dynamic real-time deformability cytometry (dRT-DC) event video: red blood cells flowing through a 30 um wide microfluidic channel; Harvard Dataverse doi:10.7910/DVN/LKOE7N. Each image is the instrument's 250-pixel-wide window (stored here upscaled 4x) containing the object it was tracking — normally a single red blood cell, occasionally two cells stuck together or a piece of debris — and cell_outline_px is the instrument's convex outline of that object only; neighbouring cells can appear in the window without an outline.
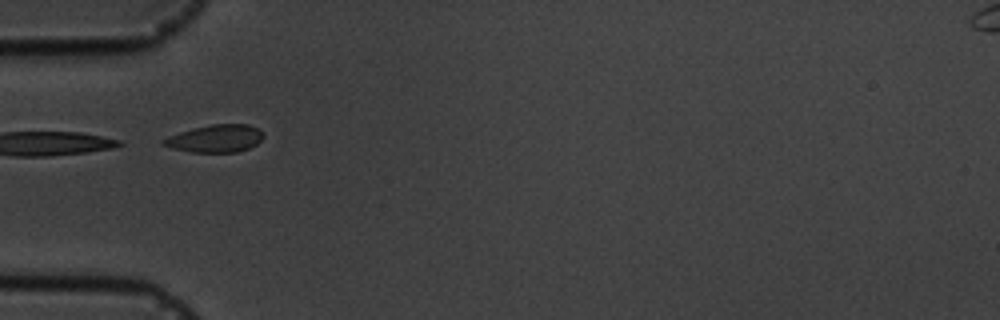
{"species": "common noctule bat (a hibernating species)", "species_latin": "Nyctalus noctula", "temperature_condition": "cold", "stored_images_in_passage": 15, "camera_frame_rate_fps": 3000, "um_per_image_px": 0.085, "animal": {"sex": "male", "body_mass_g": 19.5, "forearm_length_mm": 54.6}, "frame": {"image": 1, "passage_image": 5, "time_ms": 5.333, "image_size_px": [1000, 320], "cell_outline_px": [[264, 136], [256, 144], [248, 148], [236, 152], [192, 152], [172, 148], [160, 144], [160, 140], [168, 136], [180, 132], [212, 124], [248, 124], [256, 128]], "centroid_in_image_um": [18.26, 11.78], "position_along_channel_um": 66.7, "area_um2": 15.84}}
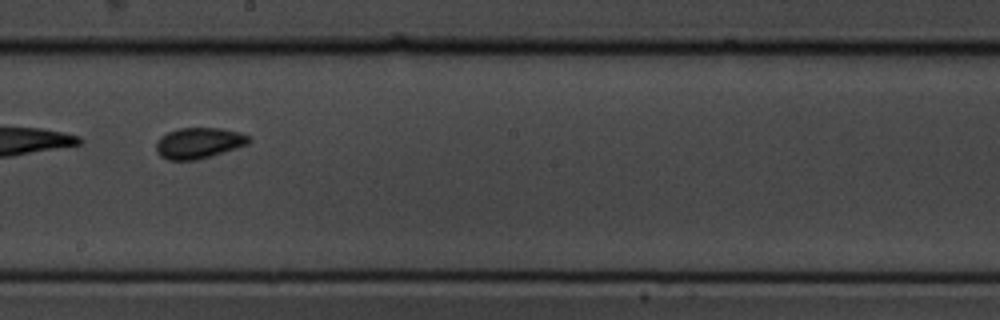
{"frame": {"image": 2, "passage_image": 9, "time_ms": 10.0, "image_size_px": [1000, 320], "cell_outline_px": [[252, 140], [248, 144], [212, 156], [196, 160], [168, 160], [160, 156], [156, 148], [156, 140], [160, 136], [168, 132], [180, 128], [220, 128], [240, 132], [248, 136]], "centroid_in_image_um": [16.89, 12.16], "position_along_channel_um": 231.3, "area_um2": 16.76}}
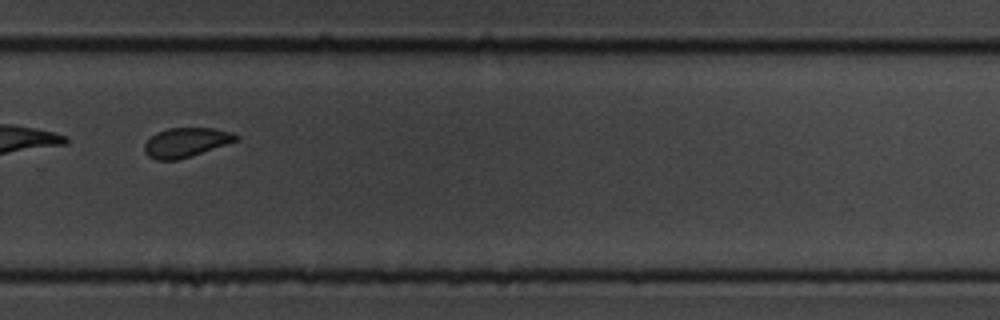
{"frame": {"image": 3, "passage_image": 11, "time_ms": 12.333, "image_size_px": [1000, 320], "cell_outline_px": [[240, 136], [236, 140], [176, 160], [156, 160], [148, 156], [144, 152], [144, 144], [156, 132], [168, 128], [212, 128], [232, 132]], "centroid_in_image_um": [15.75, 12.09], "position_along_channel_um": 314.1, "area_um2": 15.26}, "authors_computed_cell_mechanics": {"area_um2": 16.762, "velocity_mm_per_s": 3.5513, "shape_relaxation_time_tau1_ms": 0.9444, "shape_relaxation_time_tau2_ms": 2.9856, "deformation_change_tau1": 0.0543, "deformation_change_tau2": 0.072}}